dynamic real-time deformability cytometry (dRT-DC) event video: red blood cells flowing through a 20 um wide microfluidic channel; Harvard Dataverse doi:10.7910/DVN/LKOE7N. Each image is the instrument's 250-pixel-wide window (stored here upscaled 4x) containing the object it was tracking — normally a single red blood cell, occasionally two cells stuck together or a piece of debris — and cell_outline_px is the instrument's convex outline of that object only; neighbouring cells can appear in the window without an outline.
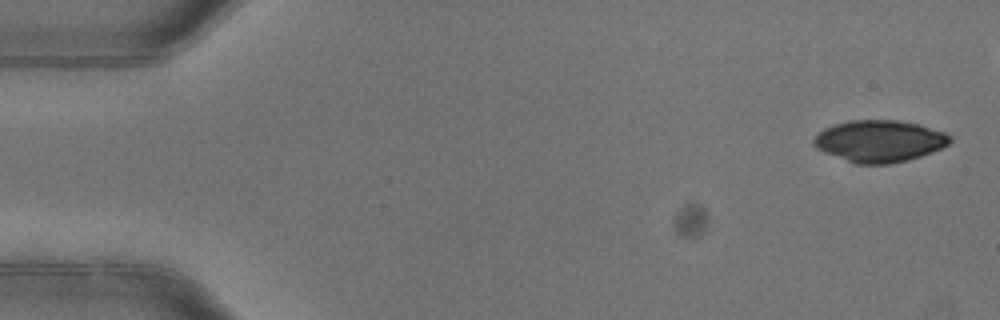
{"species": "common noctule bat (a hibernating species)", "species_latin": "Nyctalus noctula", "temperature_condition": "warm", "stored_images_in_passage": 6, "camera_frame_rate_fps": 3000, "um_per_image_px": 0.085, "animal": {"sex": "female"}, "frame": {"image": 1, "passage_image": 1, "time_ms": 0.0, "image_size_px": [1000, 320], "cell_outline_px": [[952, 140], [948, 144], [932, 152], [908, 160], [888, 164], [856, 164], [824, 152], [816, 148], [812, 144], [812, 140], [824, 128], [848, 120], [900, 120], [920, 124], [948, 132], [952, 136]], "centroid_in_image_um": [74.79, 11.98], "position_along_channel_um": 10.2, "area_um2": 33.41}}